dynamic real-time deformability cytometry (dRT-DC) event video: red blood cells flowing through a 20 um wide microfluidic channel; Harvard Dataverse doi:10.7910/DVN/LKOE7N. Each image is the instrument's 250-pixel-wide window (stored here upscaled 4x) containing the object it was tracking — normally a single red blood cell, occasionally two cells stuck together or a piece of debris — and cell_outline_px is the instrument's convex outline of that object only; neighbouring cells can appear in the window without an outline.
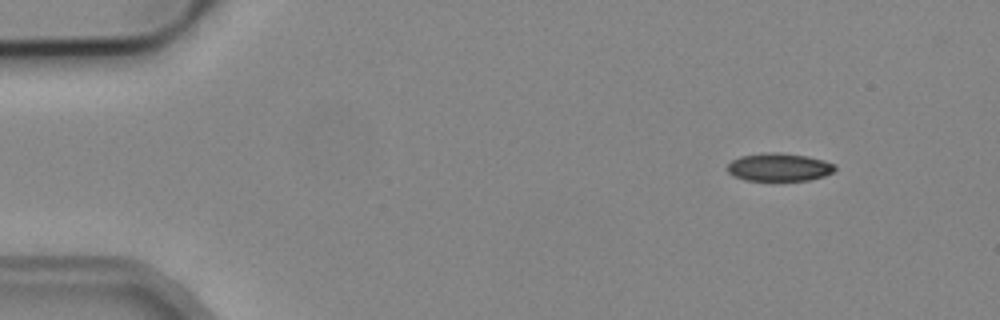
{"species": "common noctule bat (a hibernating species)", "species_latin": "Nyctalus noctula", "temperature_condition": "cold", "stored_images_in_passage": 4, "camera_frame_rate_fps": 3000, "um_per_image_px": 0.085, "animal": {"sex": "male", "body_mass_g": 19.2, "forearm_length_mm": 51.8}, "frame": {"image": 1, "passage_image": 1, "time_ms": 0.0, "image_size_px": [1000, 320], "cell_outline_px": [[836, 168], [832, 172], [824, 176], [808, 180], [744, 180], [732, 176], [728, 172], [728, 164], [732, 160], [740, 156], [764, 152], [780, 152], [808, 156], [824, 160], [836, 164]], "centroid_in_image_um": [66.22, 14.2], "position_along_channel_um": 18.8, "area_um2": 17.69}}
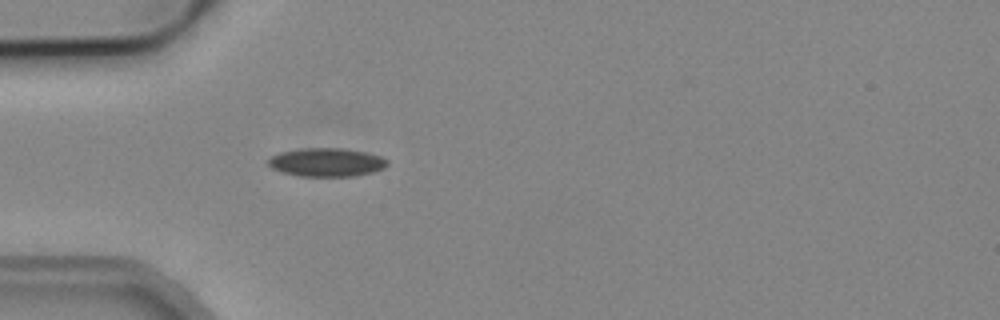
{"frame": {"image": 2, "passage_image": 4, "time_ms": 1.0, "image_size_px": [1000, 320], "cell_outline_px": [[388, 164], [384, 168], [372, 172], [352, 176], [300, 176], [280, 172], [272, 168], [268, 164], [268, 160], [272, 156], [280, 152], [300, 148], [344, 148], [364, 152], [380, 156], [388, 160]], "centroid_in_image_um": [27.74, 13.79], "position_along_channel_um": 57.3, "area_um2": 19.77}}